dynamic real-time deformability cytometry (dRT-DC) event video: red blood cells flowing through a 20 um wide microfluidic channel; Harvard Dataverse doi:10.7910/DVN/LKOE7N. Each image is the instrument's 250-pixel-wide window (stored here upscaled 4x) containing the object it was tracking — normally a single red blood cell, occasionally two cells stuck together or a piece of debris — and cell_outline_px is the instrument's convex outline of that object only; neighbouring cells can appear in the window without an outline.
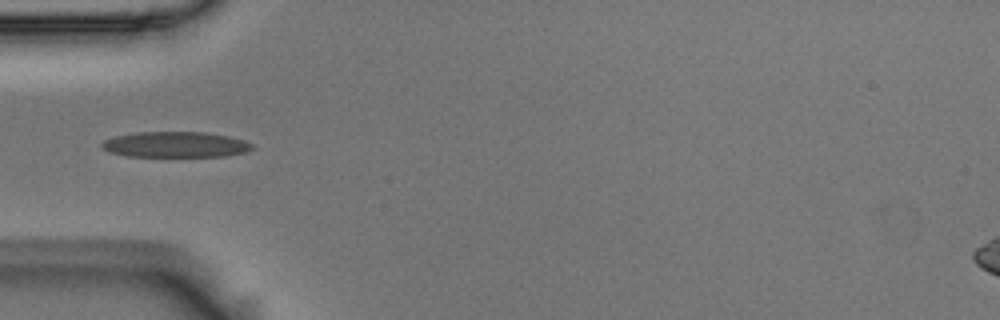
{"species": "Egyptian fruit bat (a non-hibernating species)", "species_latin": "Rousettus aegyptiacus", "temperature_condition": "room temperature", "stored_images_in_passage": 6, "camera_frame_rate_fps": 3000, "um_per_image_px": 0.085, "animal": {"sex": "male"}, "frame": {"image": 1, "passage_image": 1, "time_ms": 0.0, "image_size_px": [1000, 320], "cell_outline_px": [[252, 148], [248, 152], [224, 156], [124, 156], [108, 152], [100, 148], [100, 144], [104, 140], [116, 136], [136, 132], [204, 132], [228, 136], [244, 140], [252, 144]], "centroid_in_image_um": [14.87, 12.29], "position_along_channel_um": 70.1, "area_um2": 22.54}}
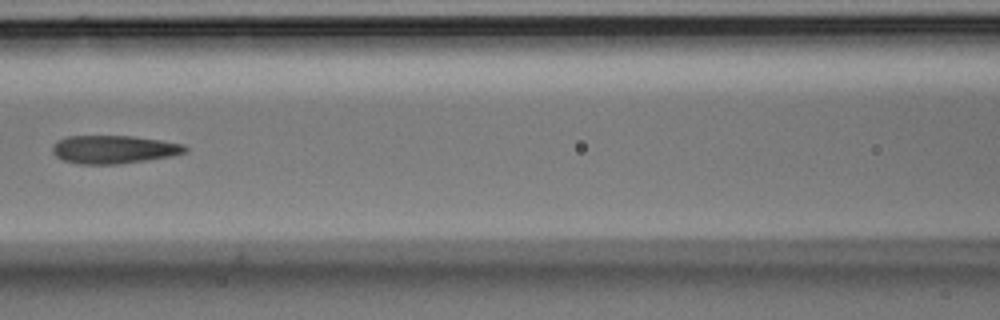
{"frame": {"image": 2, "passage_image": 3, "time_ms": 0.667, "image_size_px": [1000, 320], "cell_outline_px": [[188, 152], [172, 156], [148, 160], [116, 164], [80, 164], [64, 160], [56, 156], [52, 152], [52, 144], [56, 140], [68, 136], [132, 136], [160, 140], [184, 144], [188, 148]], "centroid_in_image_um": [9.68, 12.7], "position_along_channel_um": 156.9, "area_um2": 21.91}}
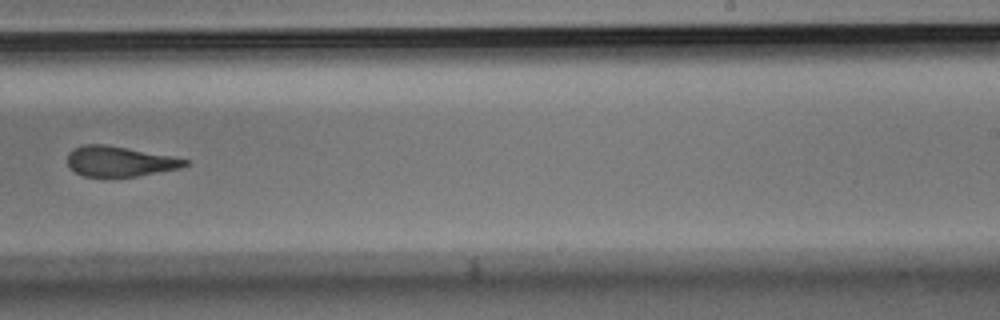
{"frame": {"image": 3, "passage_image": 6, "time_ms": 1.667, "image_size_px": [1000, 320], "cell_outline_px": [[188, 164], [180, 168], [136, 176], [84, 176], [76, 172], [68, 164], [68, 152], [72, 148], [84, 144], [104, 144], [168, 156], [188, 160]], "centroid_in_image_um": [10.11, 13.71], "position_along_channel_um": 278.9, "area_um2": 20.17}}